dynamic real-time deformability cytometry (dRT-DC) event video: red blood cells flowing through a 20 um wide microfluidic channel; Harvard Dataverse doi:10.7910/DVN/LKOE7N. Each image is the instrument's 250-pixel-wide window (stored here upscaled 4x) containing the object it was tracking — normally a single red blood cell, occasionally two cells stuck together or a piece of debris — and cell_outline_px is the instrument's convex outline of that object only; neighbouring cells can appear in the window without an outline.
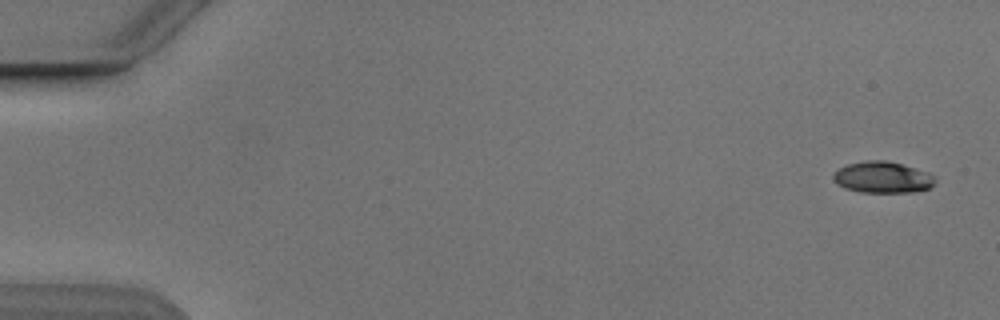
{"species": "Egyptian fruit bat (a non-hibernating species)", "species_latin": "Rousettus aegyptiacus", "temperature_condition": "cold", "stored_images_in_passage": 5, "camera_frame_rate_fps": 3000, "um_per_image_px": 0.085, "animal": {"sex": "male"}, "frame": {"image": 1, "passage_image": 1, "time_ms": 0.0, "image_size_px": [1000, 320], "cell_outline_px": [[936, 184], [928, 188], [912, 192], [860, 192], [844, 188], [832, 180], [832, 176], [840, 168], [848, 164], [868, 160], [884, 160], [900, 164], [928, 172], [936, 176]], "centroid_in_image_um": [75.04, 15.08], "position_along_channel_um": 10.0, "area_um2": 18.55}}